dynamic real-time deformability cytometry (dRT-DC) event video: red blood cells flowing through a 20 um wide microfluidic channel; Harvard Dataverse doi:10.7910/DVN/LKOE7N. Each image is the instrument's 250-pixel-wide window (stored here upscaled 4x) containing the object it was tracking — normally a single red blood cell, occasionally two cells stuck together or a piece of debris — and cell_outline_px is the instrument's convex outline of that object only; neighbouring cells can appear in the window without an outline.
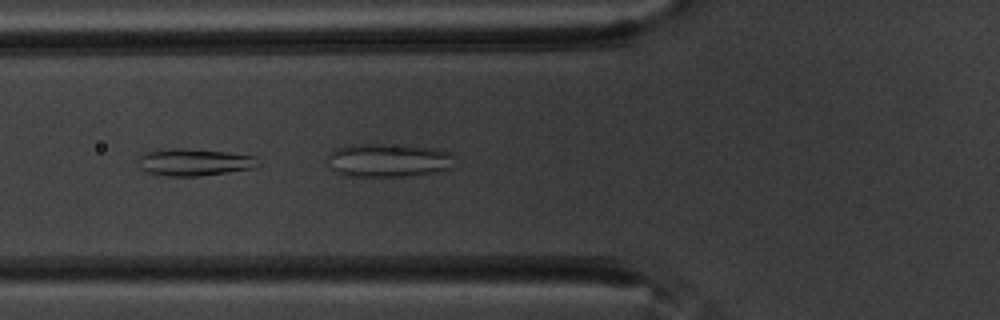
{"species": "common noctule bat (a hibernating species)", "species_latin": "Nyctalus noctula", "temperature_condition": "warm", "stored_images_in_passage": 15, "camera_frame_rate_fps": 3000, "um_per_image_px": 0.085, "animal": {"sex": "male", "body_mass_g": 20.1, "forearm_length_mm": 53.5}, "frame": {"image": 1, "passage_image": 9, "time_ms": 2.667, "image_size_px": [1000, 320], "cell_outline_px": [[260, 164], [252, 168], [228, 172], [200, 176], [168, 176], [148, 172], [140, 168], [136, 160], [144, 152], [168, 148], [184, 148], [224, 152], [252, 156]], "centroid_in_image_um": [16.42, 13.78], "position_along_channel_um": 109.4, "area_um2": 18.79}}